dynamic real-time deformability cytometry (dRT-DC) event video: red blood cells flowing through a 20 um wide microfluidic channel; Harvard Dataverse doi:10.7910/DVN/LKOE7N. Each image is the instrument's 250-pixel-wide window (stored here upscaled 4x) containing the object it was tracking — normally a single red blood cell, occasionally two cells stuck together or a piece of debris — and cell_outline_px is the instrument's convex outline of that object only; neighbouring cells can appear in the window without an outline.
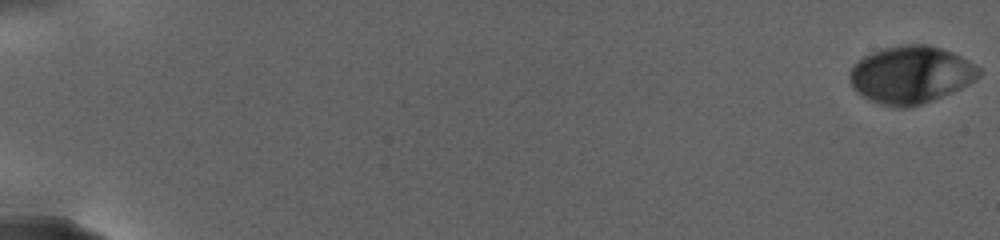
{"species": "human", "species_latin": "Homo sapiens", "temperature_condition": "warm", "stored_images_in_passage": 14, "camera_frame_rate_fps": 3000, "um_per_image_px": 0.085, "donor": {"sex": "female"}, "frame": {"image": 1, "passage_image": 1, "time_ms": 0.0, "image_size_px": [1000, 240], "cell_outline_px": [[980, 76], [976, 80], [960, 88], [932, 100], [908, 108], [896, 108], [880, 104], [856, 92], [848, 76], [848, 72], [864, 56], [872, 52], [884, 48], [900, 44], [924, 44], [940, 48], [952, 52], [968, 60], [980, 68]], "centroid_in_image_um": [77.42, 6.35], "position_along_channel_um": 7.6, "area_um2": 43.0}}